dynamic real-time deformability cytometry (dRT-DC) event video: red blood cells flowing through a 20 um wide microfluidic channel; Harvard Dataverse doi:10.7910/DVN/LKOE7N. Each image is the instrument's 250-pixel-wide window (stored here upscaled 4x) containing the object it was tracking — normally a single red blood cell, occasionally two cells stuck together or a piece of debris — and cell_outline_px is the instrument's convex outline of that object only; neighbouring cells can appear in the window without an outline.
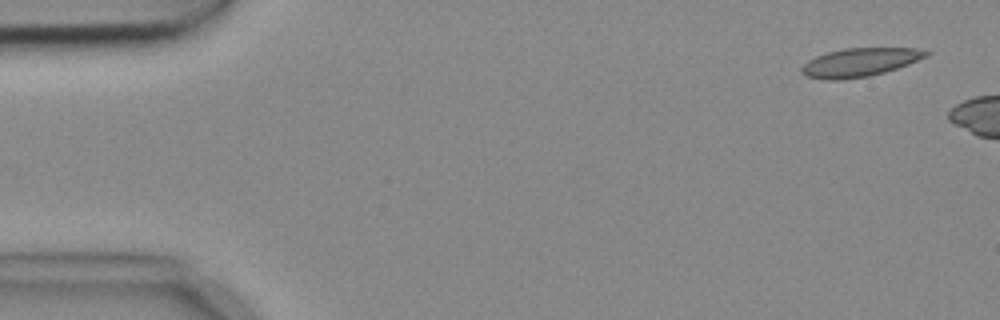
{"species": "common noctule bat (a hibernating species)", "species_latin": "Nyctalus noctula", "temperature_condition": "cold", "stored_images_in_passage": 3, "camera_frame_rate_fps": 3000, "um_per_image_px": 0.085, "animal": {"sex": "female", "body_mass_g": 18.4}, "frame": {"image": 1, "passage_image": 1, "time_ms": 0.0, "image_size_px": [1000, 320], "cell_outline_px": [[932, 52], [928, 56], [908, 64], [884, 72], [868, 76], [840, 80], [824, 80], [804, 76], [800, 72], [800, 68], [808, 60], [816, 56], [828, 52], [844, 48], [916, 48]], "centroid_in_image_um": [73.05, 5.3], "position_along_channel_um": 12.0, "area_um2": 20.75}}